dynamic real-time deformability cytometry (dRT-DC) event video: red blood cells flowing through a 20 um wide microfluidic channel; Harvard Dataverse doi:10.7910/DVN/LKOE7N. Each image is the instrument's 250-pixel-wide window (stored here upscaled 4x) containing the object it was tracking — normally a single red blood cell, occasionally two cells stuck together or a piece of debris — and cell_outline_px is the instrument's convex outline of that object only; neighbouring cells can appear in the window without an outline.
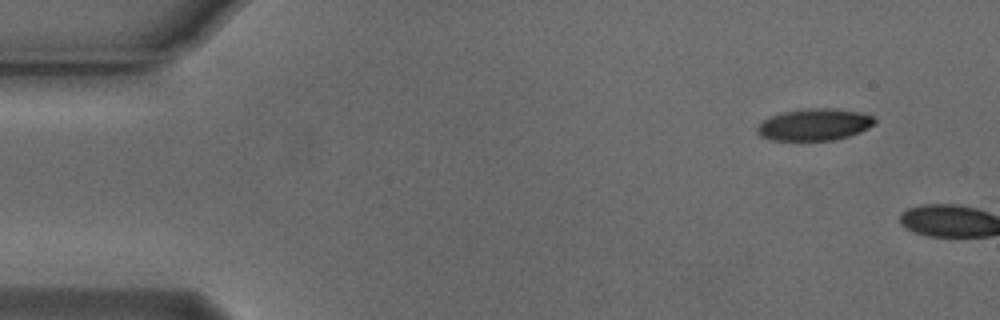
{"species": "Egyptian fruit bat (a non-hibernating species)", "species_latin": "Rousettus aegyptiacus", "temperature_condition": "cold", "stored_images_in_passage": 3, "camera_frame_rate_fps": 3000, "um_per_image_px": 0.085, "animal": {"sex": "male"}, "frame": {"image": 1, "passage_image": 1, "time_ms": 0.0, "image_size_px": [1000, 320], "cell_outline_px": [[876, 124], [860, 132], [836, 140], [772, 140], [760, 136], [756, 132], [756, 128], [764, 120], [772, 116], [784, 112], [804, 108], [836, 108], [860, 112], [876, 116]], "centroid_in_image_um": [69.28, 10.58], "position_along_channel_um": 15.7, "area_um2": 21.96}}